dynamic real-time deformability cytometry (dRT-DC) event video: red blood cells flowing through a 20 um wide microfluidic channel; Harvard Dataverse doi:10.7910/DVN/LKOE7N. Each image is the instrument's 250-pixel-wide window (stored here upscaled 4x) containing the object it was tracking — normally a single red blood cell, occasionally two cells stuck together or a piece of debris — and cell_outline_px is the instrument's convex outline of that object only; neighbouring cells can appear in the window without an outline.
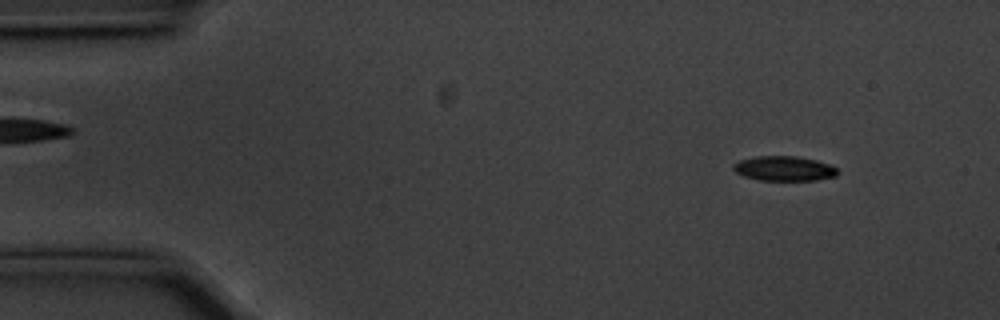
{"species": "common noctule bat (a hibernating species)", "species_latin": "Nyctalus noctula", "temperature_condition": "cold", "stored_images_in_passage": 55, "camera_frame_rate_fps": 3000, "um_per_image_px": 0.085, "animal": {"sex": "male", "body_mass_g": 20.1, "forearm_length_mm": 53.5}, "frame": {"image": 1, "passage_image": 5, "time_ms": 1.333, "image_size_px": [1000, 320], "cell_outline_px": [[840, 172], [836, 176], [816, 180], [760, 180], [744, 176], [736, 172], [732, 168], [732, 164], [740, 160], [756, 156], [796, 156], [816, 160], [828, 164], [836, 168]], "centroid_in_image_um": [66.65, 14.32], "position_along_channel_um": 18.4, "area_um2": 15.03}}
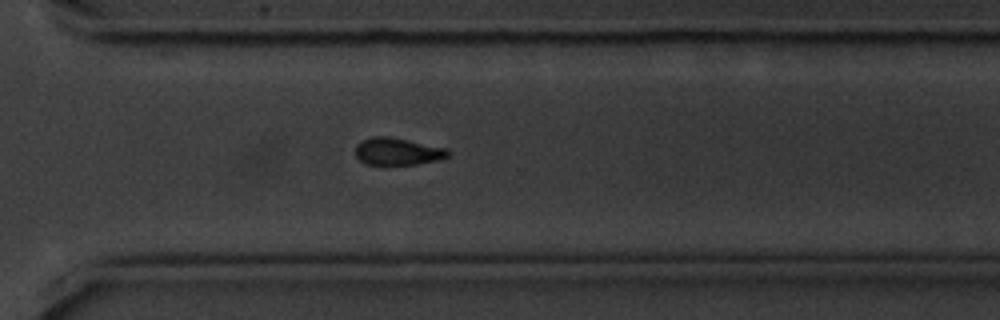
{"frame": {"image": 2, "passage_image": 39, "time_ms": 12.667, "image_size_px": [1000, 320], "cell_outline_px": [[452, 152], [448, 156], [440, 160], [416, 164], [384, 168], [380, 168], [364, 164], [356, 156], [356, 144], [360, 140], [372, 136], [388, 136], [448, 148]], "centroid_in_image_um": [33.76, 12.92], "position_along_channel_um": 336.8, "area_um2": 15.66}}
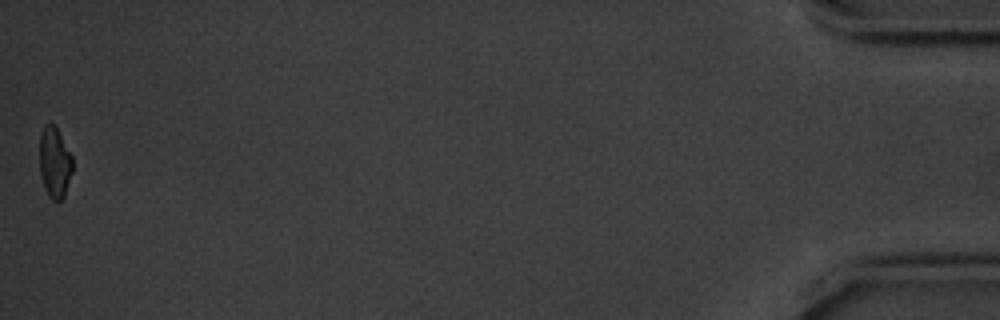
{"frame": {"image": 3, "passage_image": 55, "time_ms": 18.0, "image_size_px": [1000, 320], "cell_outline_px": [[72, 172], [64, 196], [60, 200], [52, 200], [48, 196], [44, 188], [40, 172], [40, 132], [44, 124], [52, 124], [56, 128], [72, 156]], "centroid_in_image_um": [4.63, 13.82], "position_along_channel_um": 430.6, "area_um2": 13.47}, "authors_computed_cell_mechanics": {"area_um2": 15.5482, "velocity_mm_per_s": 3.5638, "shape_relaxation_time_tau1_ms": 3.7749, "shape_relaxation_time_tau2_ms": null, "deformation_change_tau1": 0.1153, "deformation_change_tau2": null}}